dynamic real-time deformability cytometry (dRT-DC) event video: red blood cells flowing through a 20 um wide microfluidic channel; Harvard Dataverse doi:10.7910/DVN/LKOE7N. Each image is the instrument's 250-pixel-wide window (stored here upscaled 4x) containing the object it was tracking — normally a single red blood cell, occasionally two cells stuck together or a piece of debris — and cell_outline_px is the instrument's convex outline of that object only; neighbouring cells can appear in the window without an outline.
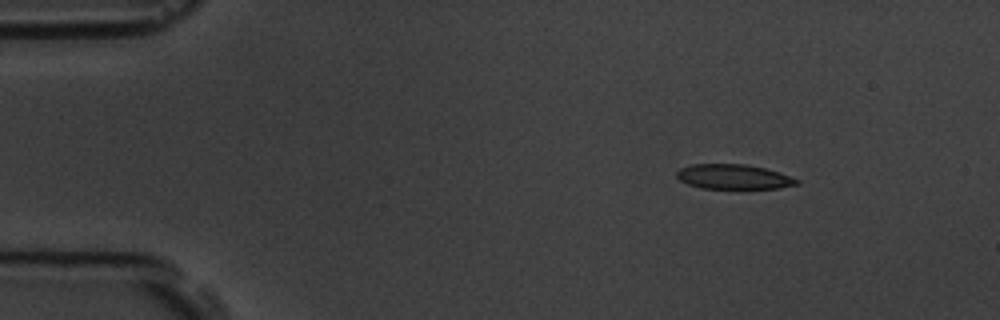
{"species": "common noctule bat (a hibernating species)", "species_latin": "Nyctalus noctula", "temperature_condition": "room temperature", "stored_images_in_passage": 7, "camera_frame_rate_fps": 3000, "um_per_image_px": 0.085, "animal": {"sex": "male", "body_mass_g": 19.5, "forearm_length_mm": 54.6}, "frame": {"image": 1, "passage_image": 1, "time_ms": 0.0, "image_size_px": [1000, 320], "cell_outline_px": [[800, 184], [780, 188], [700, 188], [688, 184], [680, 180], [676, 176], [676, 172], [680, 168], [692, 164], [744, 164], [764, 168], [780, 172], [800, 180]], "centroid_in_image_um": [62.37, 15.02], "position_along_channel_um": 22.6, "area_um2": 17.34}}
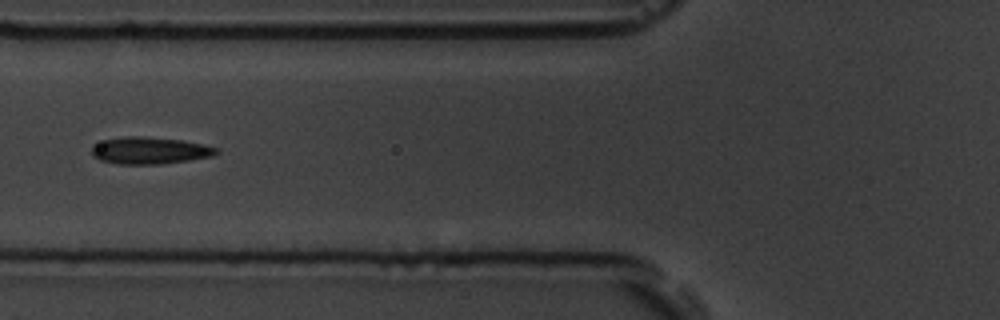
{"frame": {"image": 2, "passage_image": 5, "time_ms": 4.667, "image_size_px": [1000, 320], "cell_outline_px": [[220, 152], [212, 156], [188, 160], [160, 164], [120, 164], [100, 160], [92, 156], [92, 144], [104, 140], [124, 136], [140, 136], [180, 140], [204, 144], [216, 148]], "centroid_in_image_um": [12.7, 12.79], "position_along_channel_um": 113.1, "area_um2": 19.54}}
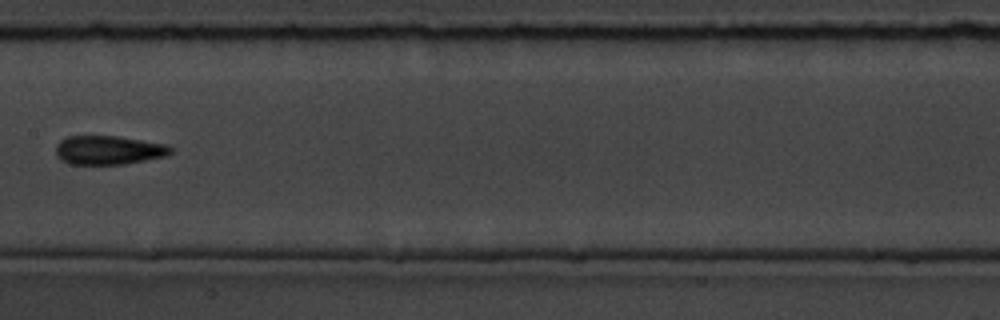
{"frame": {"image": 3, "passage_image": 7, "time_ms": 7.0, "image_size_px": [1000, 320], "cell_outline_px": [[172, 152], [168, 156], [124, 164], [68, 164], [60, 160], [56, 156], [56, 144], [60, 140], [68, 136], [116, 136], [168, 144], [172, 148]], "centroid_in_image_um": [9.23, 12.76], "position_along_channel_um": 198.2, "area_um2": 19.54}}